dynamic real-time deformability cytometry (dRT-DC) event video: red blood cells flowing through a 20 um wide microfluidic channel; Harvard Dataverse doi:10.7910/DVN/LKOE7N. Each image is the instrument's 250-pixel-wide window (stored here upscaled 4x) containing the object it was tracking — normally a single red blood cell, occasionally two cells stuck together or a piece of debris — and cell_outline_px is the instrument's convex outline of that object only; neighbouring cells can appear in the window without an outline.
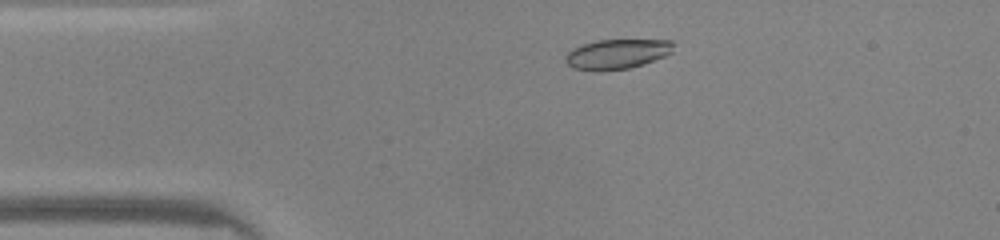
{"species": "common noctule bat (a hibernating species)", "species_latin": "Nyctalus noctula", "temperature_condition": "warm", "stored_images_in_passage": 45, "camera_frame_rate_fps": 3000, "um_per_image_px": 0.085, "animal": {"sex": "male", "body_mass_g": 20.0, "forearm_length_mm": 53.3}, "frame": {"image": 1, "passage_image": 7, "time_ms": 2.0, "image_size_px": [1000, 240], "cell_outline_px": [[672, 52], [664, 56], [644, 64], [628, 68], [572, 68], [564, 60], [564, 56], [572, 48], [596, 40], [672, 40]], "centroid_in_image_um": [52.46, 4.55], "position_along_channel_um": 32.5, "area_um2": 18.03}}
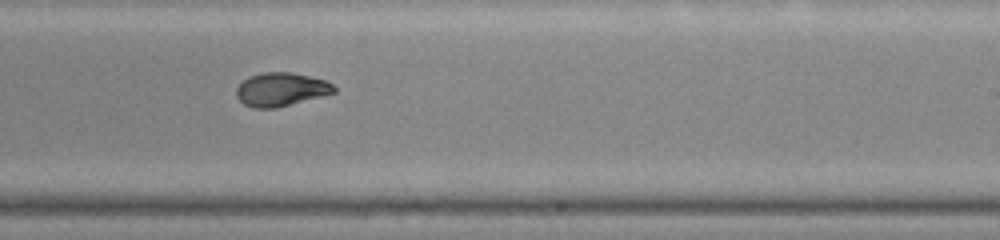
{"frame": {"image": 2, "passage_image": 26, "time_ms": 8.333, "image_size_px": [1000, 240], "cell_outline_px": [[336, 92], [276, 108], [252, 108], [244, 104], [236, 96], [236, 88], [248, 76], [264, 72], [292, 72], [324, 80], [332, 84], [336, 88]], "centroid_in_image_um": [23.86, 7.6], "position_along_channel_um": 265.1, "area_um2": 18.96}}
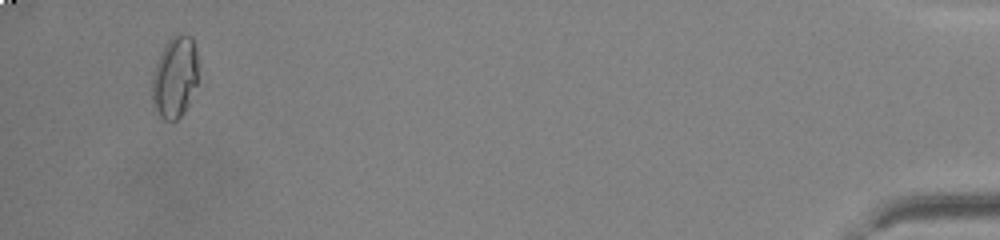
{"frame": {"image": 3, "passage_image": 43, "time_ms": 14.0, "image_size_px": [1000, 240], "cell_outline_px": [[200, 64], [196, 84], [188, 104], [184, 112], [176, 120], [164, 120], [152, 108], [152, 76], [160, 52], [164, 44], [172, 36], [180, 32], [192, 36], [196, 48]], "centroid_in_image_um": [14.87, 6.51], "position_along_channel_um": 420.3, "area_um2": 22.54}, "authors_computed_cell_mechanics": {"area_um2": 19.1318, "velocity_mm_per_s": 4.213, "shape_relaxation_time_tau1_ms": null, "shape_relaxation_time_tau2_ms": 1.1264, "deformation_change_tau1": null, "deformation_change_tau2": 0.0566}}